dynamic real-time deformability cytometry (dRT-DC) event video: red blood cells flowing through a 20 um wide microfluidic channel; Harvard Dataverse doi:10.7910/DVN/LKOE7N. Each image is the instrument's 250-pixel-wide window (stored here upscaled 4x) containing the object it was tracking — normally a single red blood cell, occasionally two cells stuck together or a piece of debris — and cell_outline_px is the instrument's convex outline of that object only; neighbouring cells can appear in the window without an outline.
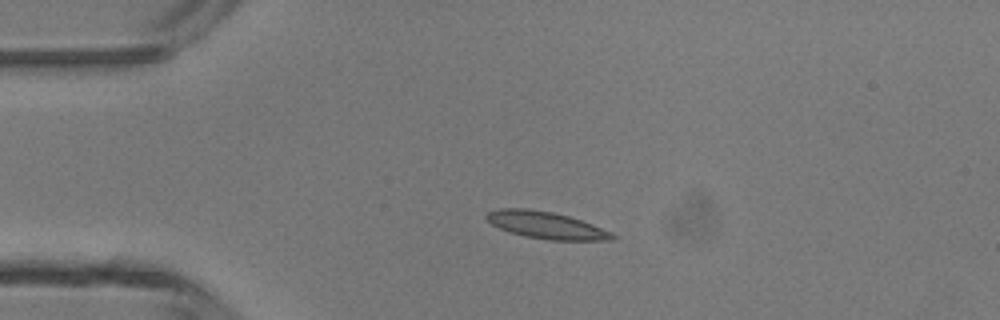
{"species": "common noctule bat (a hibernating species)", "species_latin": "Nyctalus noctula", "temperature_condition": "room temperature", "stored_images_in_passage": 3, "camera_frame_rate_fps": 3000, "um_per_image_px": 0.085, "animal": {"sex": "male", "body_mass_g": 13.3}, "frame": {"image": 1, "passage_image": 2, "time_ms": 1.333, "image_size_px": [1000, 320], "cell_outline_px": [[616, 240], [548, 240], [524, 236], [508, 232], [492, 224], [484, 216], [488, 212], [500, 208], [528, 208], [552, 212], [568, 216], [592, 224], [612, 232], [616, 236]], "centroid_in_image_um": [46.42, 19.14], "position_along_channel_um": 38.6, "area_um2": 19.83}}